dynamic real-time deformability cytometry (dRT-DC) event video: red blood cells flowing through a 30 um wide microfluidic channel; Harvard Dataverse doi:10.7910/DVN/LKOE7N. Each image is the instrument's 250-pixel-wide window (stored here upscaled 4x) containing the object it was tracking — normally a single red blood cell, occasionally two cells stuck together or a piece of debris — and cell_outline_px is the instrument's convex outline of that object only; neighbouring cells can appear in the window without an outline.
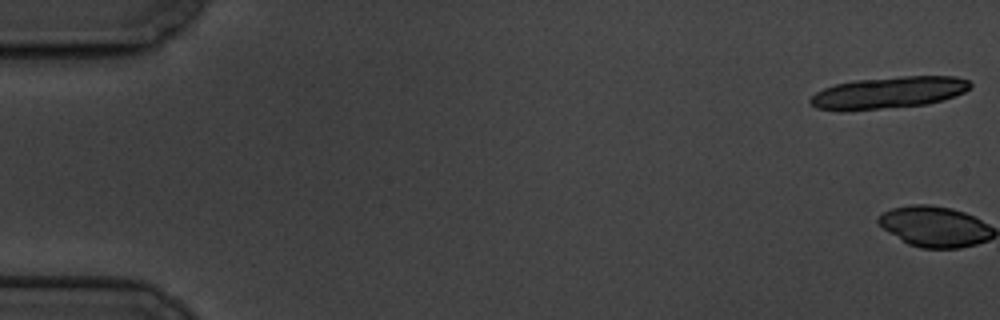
{"species": "common noctule bat (a hibernating species)", "species_latin": "Nyctalus noctula", "temperature_condition": "cold", "stored_images_in_passage": 6, "camera_frame_rate_fps": 3000, "um_per_image_px": 0.085, "animal": {"sex": "male", "body_mass_g": 19.5, "forearm_length_mm": 54.6}, "frame": {"image": 1, "passage_image": 1, "time_ms": 0.0, "image_size_px": [1000, 320], "cell_outline_px": [[972, 84], [964, 92], [928, 104], [840, 112], [816, 108], [808, 100], [816, 92], [824, 88], [836, 84], [856, 80], [900, 76], [956, 76], [968, 80]], "centroid_in_image_um": [75.48, 7.88], "position_along_channel_um": 9.5, "area_um2": 29.59}}